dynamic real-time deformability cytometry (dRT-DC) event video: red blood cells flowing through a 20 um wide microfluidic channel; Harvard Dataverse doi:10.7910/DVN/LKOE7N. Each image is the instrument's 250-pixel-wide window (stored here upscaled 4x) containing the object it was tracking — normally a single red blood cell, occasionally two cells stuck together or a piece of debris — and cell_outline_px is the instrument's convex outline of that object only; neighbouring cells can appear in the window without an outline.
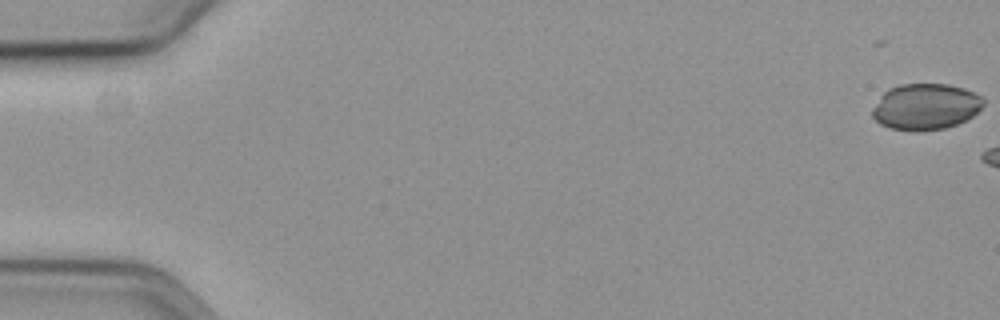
{"species": "common noctule bat (a hibernating species)", "species_latin": "Nyctalus noctula", "temperature_condition": "cold", "stored_images_in_passage": 12, "camera_frame_rate_fps": 3000, "um_per_image_px": 0.085, "animal": {"sex": "female", "body_mass_g": 19.3, "forearm_length_mm": 54.1}, "frame": {"image": 1, "passage_image": 1, "time_ms": 0.0, "image_size_px": [1000, 320], "cell_outline_px": [[984, 104], [972, 116], [956, 124], [944, 128], [888, 128], [880, 124], [872, 116], [872, 108], [880, 96], [888, 88], [900, 84], [948, 84], [964, 88], [980, 96], [984, 100]], "centroid_in_image_um": [78.65, 9.02], "position_along_channel_um": 6.3, "area_um2": 29.13}}